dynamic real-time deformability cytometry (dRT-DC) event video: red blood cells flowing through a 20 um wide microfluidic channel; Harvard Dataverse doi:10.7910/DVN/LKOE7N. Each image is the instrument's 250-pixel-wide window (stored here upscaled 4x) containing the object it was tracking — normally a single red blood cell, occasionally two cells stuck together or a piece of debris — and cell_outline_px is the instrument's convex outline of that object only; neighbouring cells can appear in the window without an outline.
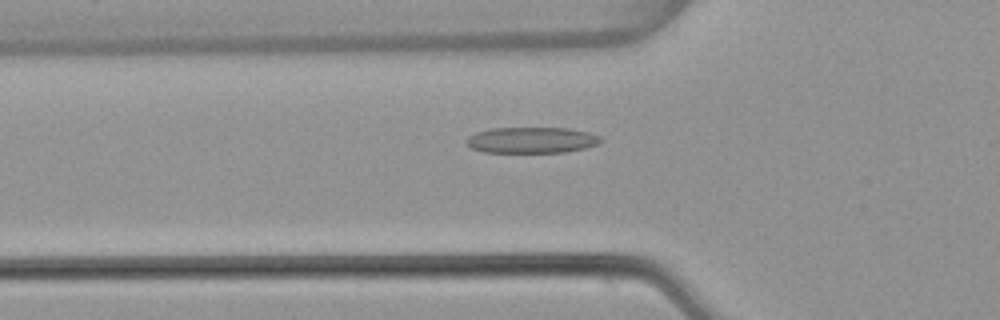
{"species": "common noctule bat (a hibernating species)", "species_latin": "Nyctalus noctula", "temperature_condition": "warm", "stored_images_in_passage": 47, "camera_frame_rate_fps": 3000, "um_per_image_px": 0.085, "animal": {"sex": "female", "body_mass_g": 22.7, "forearm_length_mm": 54.2}, "frame": {"image": 1, "passage_image": 19, "time_ms": 6.0, "image_size_px": [1000, 320], "cell_outline_px": [[604, 140], [600, 144], [584, 148], [564, 152], [484, 152], [472, 148], [464, 144], [464, 140], [468, 136], [476, 132], [492, 128], [568, 128], [588, 132], [600, 136]], "centroid_in_image_um": [45.18, 11.9], "position_along_channel_um": 80.6, "area_um2": 20.52}}
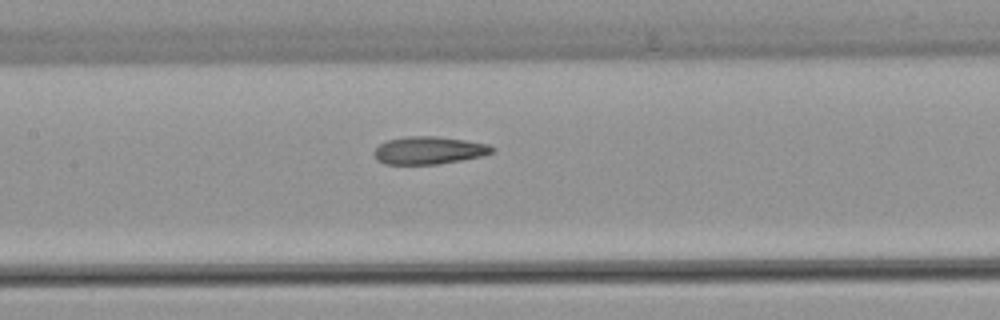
{"frame": {"image": 2, "passage_image": 26, "time_ms": 8.333, "image_size_px": [1000, 320], "cell_outline_px": [[496, 152], [484, 156], [436, 164], [384, 164], [376, 160], [372, 152], [380, 144], [388, 140], [408, 136], [436, 136], [464, 140], [488, 144], [496, 148]], "centroid_in_image_um": [36.47, 12.78], "position_along_channel_um": 170.9, "area_um2": 19.13}}
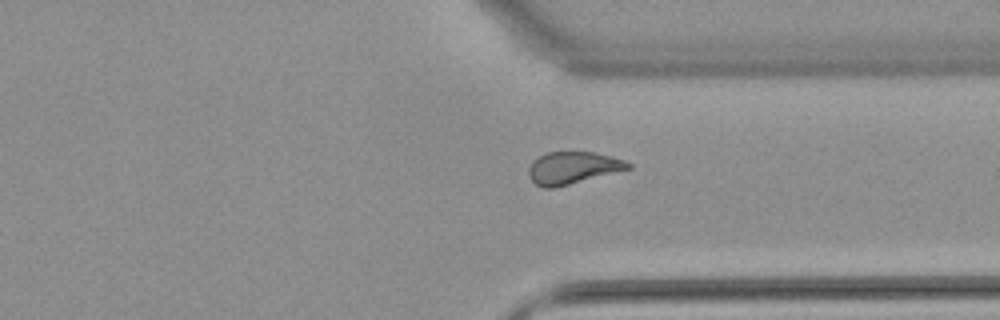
{"frame": {"image": 3, "passage_image": 41, "time_ms": 13.333, "image_size_px": [1000, 320], "cell_outline_px": [[632, 168], [552, 188], [544, 188], [536, 184], [528, 176], [528, 168], [532, 160], [548, 152], [592, 152], [612, 156], [624, 160], [632, 164]], "centroid_in_image_um": [48.67, 14.25], "position_along_channel_um": 362.7, "area_um2": 18.5}, "authors_computed_cell_mechanics": {"area_um2": 19.7098, "velocity_mm_per_s": 3.8399, "shape_relaxation_time_tau1_ms": null, "shape_relaxation_time_tau2_ms": 2.0369, "deformation_change_tau1": null, "deformation_change_tau2": 0.1072}}